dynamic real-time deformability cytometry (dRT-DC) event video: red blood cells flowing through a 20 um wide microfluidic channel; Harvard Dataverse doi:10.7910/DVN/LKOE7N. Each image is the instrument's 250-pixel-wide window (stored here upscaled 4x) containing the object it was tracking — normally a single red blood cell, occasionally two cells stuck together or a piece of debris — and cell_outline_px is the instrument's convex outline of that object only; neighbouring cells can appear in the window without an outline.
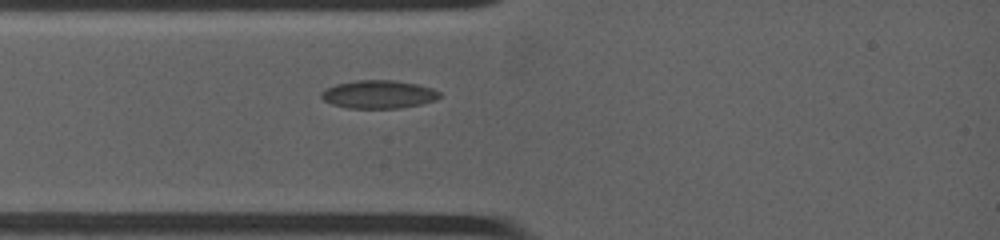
{"species": "common noctule bat (a hibernating species)", "species_latin": "Nyctalus noctula", "temperature_condition": "warm", "stored_images_in_passage": 1, "camera_frame_rate_fps": 4500, "um_per_image_px": 0.085, "animal": {"sex": "female", "body_mass_g": 19.0, "forearm_length_mm": 53.3}, "frame": {"image": 1, "passage_image": 1, "time_ms": 0.0, "image_size_px": [1000, 240], "cell_outline_px": [[440, 96], [436, 100], [420, 104], [400, 108], [348, 108], [332, 104], [324, 100], [320, 96], [320, 92], [324, 88], [336, 84], [356, 80], [396, 80], [416, 84], [432, 88], [440, 92]], "centroid_in_image_um": [32.15, 8.01], "position_along_channel_um": 52.8, "area_um2": 19.48}}